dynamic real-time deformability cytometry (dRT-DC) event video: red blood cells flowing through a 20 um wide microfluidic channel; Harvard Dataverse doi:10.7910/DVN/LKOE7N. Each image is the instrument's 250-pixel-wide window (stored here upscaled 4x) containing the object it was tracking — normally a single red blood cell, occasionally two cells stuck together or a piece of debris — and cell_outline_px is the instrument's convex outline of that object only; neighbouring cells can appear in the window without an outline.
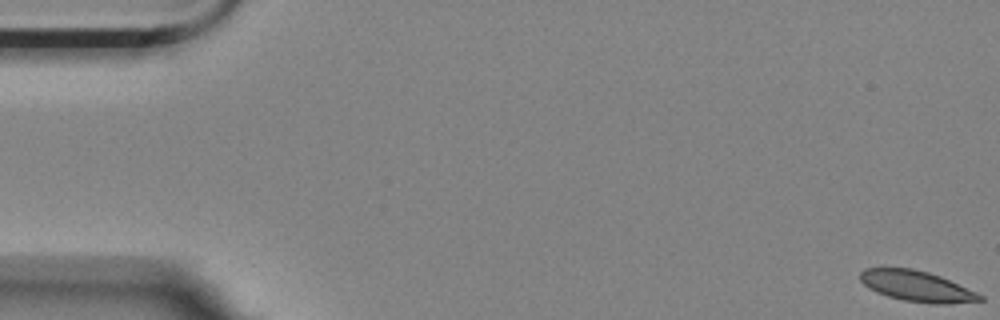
{"species": "Egyptian fruit bat (a non-hibernating species)", "species_latin": "Rousettus aegyptiacus", "temperature_condition": "room temperature", "stored_images_in_passage": 8, "camera_frame_rate_fps": 3000, "um_per_image_px": 0.085, "animal": {"sex": "female"}, "frame": {"image": 1, "passage_image": 1, "time_ms": 0.0, "image_size_px": [1000, 320], "cell_outline_px": [[984, 300], [948, 304], [936, 304], [904, 300], [888, 296], [876, 292], [868, 288], [860, 280], [860, 272], [864, 268], [912, 268], [928, 272], [940, 276], [976, 292], [984, 296]], "centroid_in_image_um": [77.92, 24.32], "position_along_channel_um": 7.1, "area_um2": 21.27}}
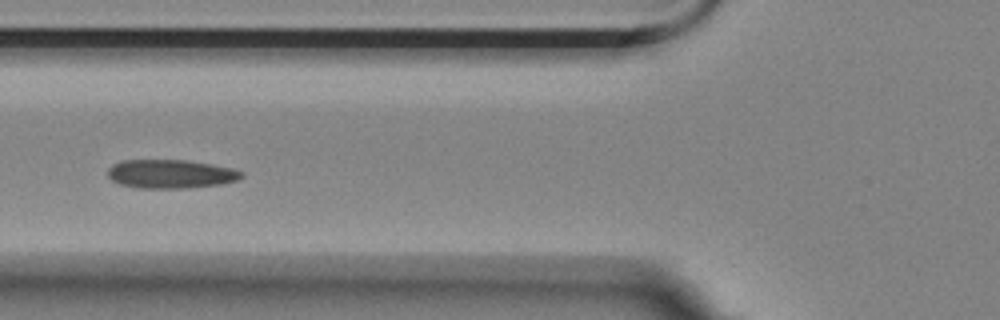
{"frame": {"image": 2, "passage_image": 7, "time_ms": 2.0, "image_size_px": [1000, 320], "cell_outline_px": [[244, 176], [236, 180], [224, 184], [188, 188], [136, 188], [120, 184], [112, 180], [108, 176], [108, 168], [112, 164], [120, 160], [184, 160], [212, 164], [232, 168], [244, 172]], "centroid_in_image_um": [14.51, 14.79], "position_along_channel_um": 111.3, "area_um2": 22.6}}
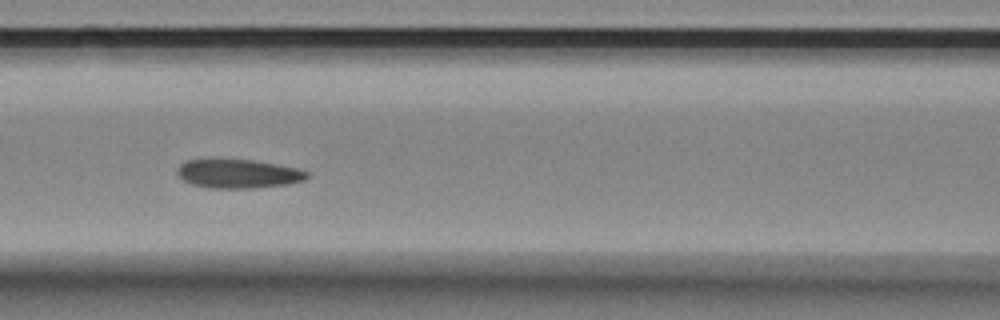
{"frame": {"image": 3, "passage_image": 8, "time_ms": 2.333, "image_size_px": [1000, 320], "cell_outline_px": [[308, 176], [304, 180], [288, 184], [252, 188], [208, 188], [192, 184], [184, 180], [176, 172], [176, 168], [180, 164], [188, 160], [252, 160], [276, 164], [296, 168], [308, 172]], "centroid_in_image_um": [20.24, 14.77], "position_along_channel_um": 146.4, "area_um2": 21.56}}